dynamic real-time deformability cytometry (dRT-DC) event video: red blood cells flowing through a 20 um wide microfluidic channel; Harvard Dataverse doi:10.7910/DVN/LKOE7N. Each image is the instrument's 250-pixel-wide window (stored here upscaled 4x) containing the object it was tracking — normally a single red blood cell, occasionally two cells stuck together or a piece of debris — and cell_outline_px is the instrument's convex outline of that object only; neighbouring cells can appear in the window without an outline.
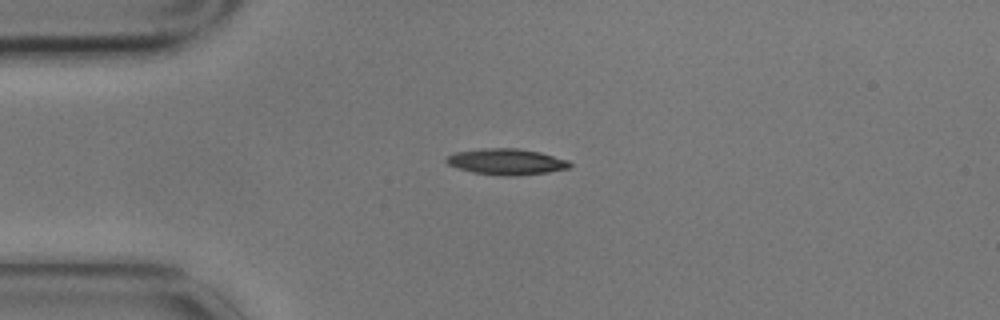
{"species": "common noctule bat (a hibernating species)", "species_latin": "Nyctalus noctula", "temperature_condition": "cold", "stored_images_in_passage": 2, "camera_frame_rate_fps": 3000, "um_per_image_px": 0.085, "animal": {"sex": "male", "body_mass_g": 17.9}, "frame": {"image": 1, "passage_image": 1, "time_ms": 0.0, "image_size_px": [1000, 320], "cell_outline_px": [[572, 164], [568, 168], [548, 172], [516, 176], [504, 176], [472, 172], [448, 164], [444, 160], [448, 156], [456, 152], [484, 148], [516, 148], [540, 152], [568, 160]], "centroid_in_image_um": [43.06, 13.74], "position_along_channel_um": 41.9, "area_um2": 18.61}}